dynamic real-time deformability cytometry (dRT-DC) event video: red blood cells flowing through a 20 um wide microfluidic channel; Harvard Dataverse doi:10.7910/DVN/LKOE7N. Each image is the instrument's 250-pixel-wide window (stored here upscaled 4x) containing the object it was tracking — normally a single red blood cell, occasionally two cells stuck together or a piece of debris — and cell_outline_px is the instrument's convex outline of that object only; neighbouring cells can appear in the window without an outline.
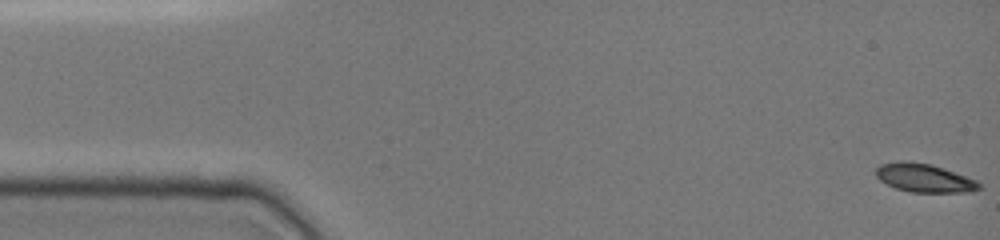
{"species": "common noctule bat (a hibernating species)", "species_latin": "Nyctalus noctula", "temperature_condition": "cold", "stored_images_in_passage": 48, "camera_frame_rate_fps": 3000, "um_per_image_px": 0.085, "animal": {"sex": "female", "body_mass_g": 19.0, "forearm_length_mm": 51.5}, "frame": {"image": 1, "passage_image": 1, "time_ms": 0.0, "image_size_px": [1000, 240], "cell_outline_px": [[984, 188], [968, 192], [912, 192], [896, 188], [880, 180], [876, 176], [876, 168], [880, 164], [896, 160], [900, 160], [932, 164], [944, 168], [976, 180]], "centroid_in_image_um": [78.56, 15.11], "position_along_channel_um": 6.4, "area_um2": 17.17}}
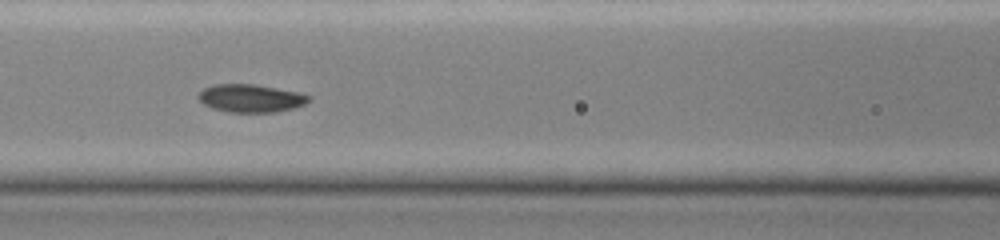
{"frame": {"image": 2, "passage_image": 21, "time_ms": 6.667, "image_size_px": [1000, 240], "cell_outline_px": [[312, 96], [304, 104], [296, 108], [272, 112], [228, 112], [212, 108], [204, 104], [196, 96], [204, 88], [212, 84], [256, 84], [300, 92]], "centroid_in_image_um": [21.32, 8.34], "position_along_channel_um": 145.3, "area_um2": 18.09}}
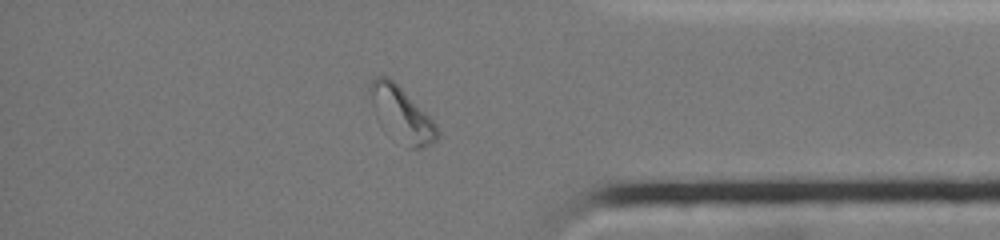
{"frame": {"image": 3, "passage_image": 41, "time_ms": 13.333, "image_size_px": [1000, 240], "cell_outline_px": [[440, 136], [436, 140], [420, 148], [404, 148], [396, 144], [380, 128], [376, 120], [368, 88], [368, 84], [372, 76], [388, 76], [436, 124], [440, 132]], "centroid_in_image_um": [34.04, 9.78], "position_along_channel_um": 401.2, "area_um2": 22.02}, "authors_computed_cell_mechanics": {"area_um2": 17.8313, "velocity_mm_per_s": 3.9647, "shape_relaxation_time_tau1_ms": 6.7251, "shape_relaxation_time_tau2_ms": null, "deformation_change_tau1": 0.1492, "deformation_change_tau2": null}}